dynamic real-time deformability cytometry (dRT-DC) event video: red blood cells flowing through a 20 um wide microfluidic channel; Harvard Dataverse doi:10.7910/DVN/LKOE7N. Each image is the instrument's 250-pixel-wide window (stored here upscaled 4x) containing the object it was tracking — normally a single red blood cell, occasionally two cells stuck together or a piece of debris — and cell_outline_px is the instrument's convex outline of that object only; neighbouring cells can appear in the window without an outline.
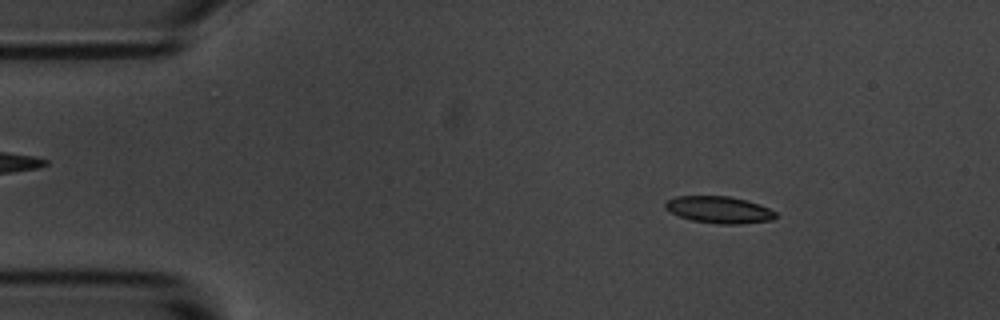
{"species": "common noctule bat (a hibernating species)", "species_latin": "Nyctalus noctula", "temperature_condition": "room temperature", "stored_images_in_passage": 54, "camera_frame_rate_fps": 3000, "um_per_image_px": 0.085, "animal": {"sex": "male", "body_mass_g": 20.1, "forearm_length_mm": 53.5}, "frame": {"image": 1, "passage_image": 7, "time_ms": 2.0, "image_size_px": [1000, 320], "cell_outline_px": [[776, 216], [772, 220], [740, 224], [720, 224], [692, 220], [668, 212], [664, 208], [664, 204], [668, 200], [676, 196], [728, 196], [760, 204], [776, 212]], "centroid_in_image_um": [61.1, 17.83], "position_along_channel_um": 23.9, "area_um2": 17.22}}
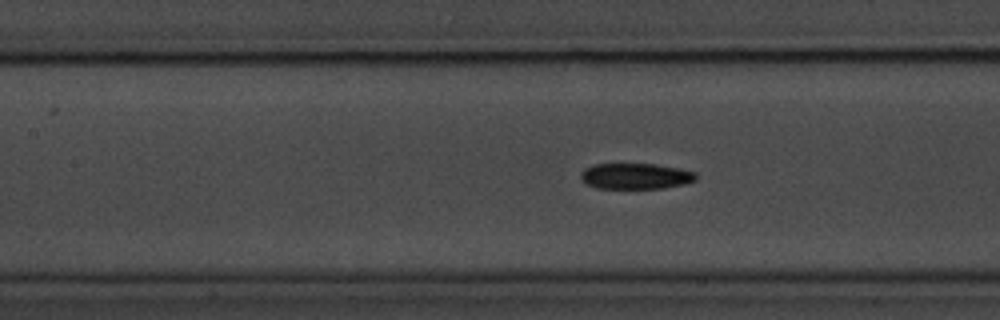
{"frame": {"image": 2, "passage_image": 23, "time_ms": 7.333, "image_size_px": [1000, 320], "cell_outline_px": [[696, 180], [684, 184], [664, 188], [596, 188], [584, 184], [580, 180], [580, 172], [584, 168], [592, 164], [656, 164], [680, 168], [696, 172]], "centroid_in_image_um": [53.98, 14.97], "position_along_channel_um": 153.4, "area_um2": 17.63}}
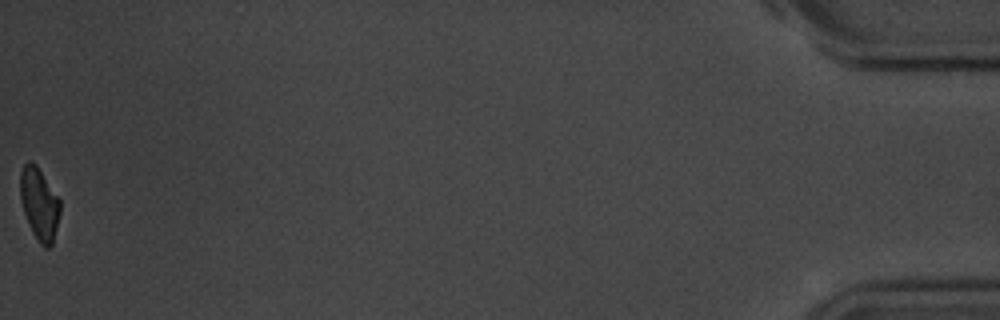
{"frame": {"image": 3, "passage_image": 54, "time_ms": 17.667, "image_size_px": [1000, 320], "cell_outline_px": [[60, 212], [52, 244], [48, 248], [44, 248], [40, 244], [32, 232], [28, 224], [24, 212], [20, 196], [20, 172], [24, 164], [28, 160], [36, 164], [60, 200]], "centroid_in_image_um": [3.33, 17.32], "position_along_channel_um": 431.9, "area_um2": 16.65}, "authors_computed_cell_mechanics": {"area_um2": 17.7446, "velocity_mm_per_s": 3.6658, "shape_relaxation_time_tau1_ms": 4.6085, "shape_relaxation_time_tau2_ms": 9.5831, "deformation_change_tau1": 0.1456, "deformation_change_tau2": 0.1642}}